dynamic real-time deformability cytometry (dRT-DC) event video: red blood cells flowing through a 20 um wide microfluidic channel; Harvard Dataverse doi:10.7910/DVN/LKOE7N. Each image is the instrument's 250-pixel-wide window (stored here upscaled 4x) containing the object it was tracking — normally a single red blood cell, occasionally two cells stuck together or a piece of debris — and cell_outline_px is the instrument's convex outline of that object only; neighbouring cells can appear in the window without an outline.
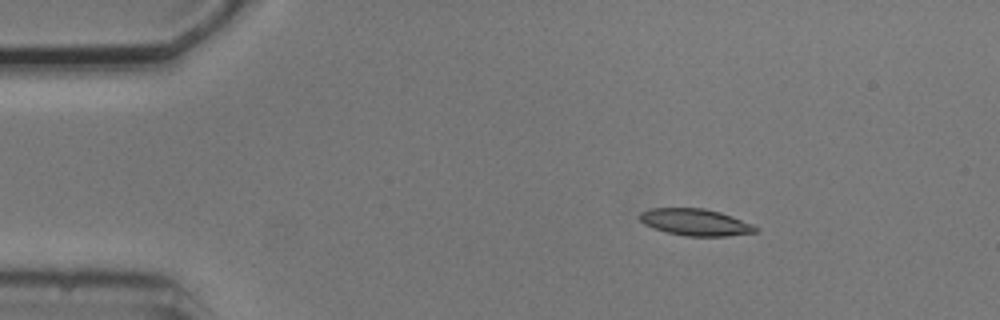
{"species": "common noctule bat (a hibernating species)", "species_latin": "Nyctalus noctula", "temperature_condition": "cold", "stored_images_in_passage": 4, "camera_frame_rate_fps": 3000, "um_per_image_px": 0.085, "animal": {"sex": "male", "body_mass_g": 20.5, "forearm_length_mm": 52.5}, "frame": {"image": 1, "passage_image": 2, "time_ms": 1.0, "image_size_px": [1000, 320], "cell_outline_px": [[760, 228], [756, 232], [728, 236], [688, 236], [668, 232], [644, 224], [640, 220], [640, 212], [652, 208], [704, 208], [720, 212], [732, 216], [752, 224]], "centroid_in_image_um": [59.14, 18.88], "position_along_channel_um": 25.9, "area_um2": 17.92}}